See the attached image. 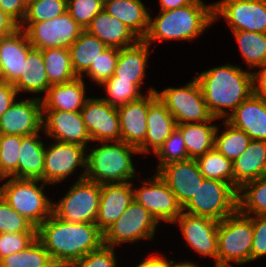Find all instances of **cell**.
Returning <instances> with one entry per match:
<instances>
[{
  "mask_svg": "<svg viewBox=\"0 0 266 267\" xmlns=\"http://www.w3.org/2000/svg\"><path fill=\"white\" fill-rule=\"evenodd\" d=\"M37 239L52 261L72 266L103 245V232L96 224L66 222L51 214L37 227Z\"/></svg>",
  "mask_w": 266,
  "mask_h": 267,
  "instance_id": "cell-1",
  "label": "cell"
},
{
  "mask_svg": "<svg viewBox=\"0 0 266 267\" xmlns=\"http://www.w3.org/2000/svg\"><path fill=\"white\" fill-rule=\"evenodd\" d=\"M195 78L209 112L218 120H226L253 93V73L239 65L227 63L212 67L195 75Z\"/></svg>",
  "mask_w": 266,
  "mask_h": 267,
  "instance_id": "cell-2",
  "label": "cell"
},
{
  "mask_svg": "<svg viewBox=\"0 0 266 267\" xmlns=\"http://www.w3.org/2000/svg\"><path fill=\"white\" fill-rule=\"evenodd\" d=\"M214 23L213 3L194 0L191 4L174 10L159 11L153 18L150 15L149 29L144 40L151 46L163 40L197 39Z\"/></svg>",
  "mask_w": 266,
  "mask_h": 267,
  "instance_id": "cell-3",
  "label": "cell"
},
{
  "mask_svg": "<svg viewBox=\"0 0 266 267\" xmlns=\"http://www.w3.org/2000/svg\"><path fill=\"white\" fill-rule=\"evenodd\" d=\"M100 143L99 147L87 148L85 178L99 184L125 183L136 179L132 154H139L138 148L121 140Z\"/></svg>",
  "mask_w": 266,
  "mask_h": 267,
  "instance_id": "cell-4",
  "label": "cell"
},
{
  "mask_svg": "<svg viewBox=\"0 0 266 267\" xmlns=\"http://www.w3.org/2000/svg\"><path fill=\"white\" fill-rule=\"evenodd\" d=\"M252 241L253 224L248 215L237 209L233 214L219 221L217 267H232L234 263L238 266L251 262Z\"/></svg>",
  "mask_w": 266,
  "mask_h": 267,
  "instance_id": "cell-5",
  "label": "cell"
},
{
  "mask_svg": "<svg viewBox=\"0 0 266 267\" xmlns=\"http://www.w3.org/2000/svg\"><path fill=\"white\" fill-rule=\"evenodd\" d=\"M1 185V196L36 228L52 214V200L45 194L42 180L6 177ZM40 185V186H38Z\"/></svg>",
  "mask_w": 266,
  "mask_h": 267,
  "instance_id": "cell-6",
  "label": "cell"
},
{
  "mask_svg": "<svg viewBox=\"0 0 266 267\" xmlns=\"http://www.w3.org/2000/svg\"><path fill=\"white\" fill-rule=\"evenodd\" d=\"M69 187L59 201L52 203V214L66 222L95 224L101 184L83 178Z\"/></svg>",
  "mask_w": 266,
  "mask_h": 267,
  "instance_id": "cell-7",
  "label": "cell"
},
{
  "mask_svg": "<svg viewBox=\"0 0 266 267\" xmlns=\"http://www.w3.org/2000/svg\"><path fill=\"white\" fill-rule=\"evenodd\" d=\"M237 194L231 184L205 178L183 211L221 221L238 209Z\"/></svg>",
  "mask_w": 266,
  "mask_h": 267,
  "instance_id": "cell-8",
  "label": "cell"
},
{
  "mask_svg": "<svg viewBox=\"0 0 266 267\" xmlns=\"http://www.w3.org/2000/svg\"><path fill=\"white\" fill-rule=\"evenodd\" d=\"M157 97L165 104L174 117L177 125L184 123H202L210 121L213 116L209 112L201 87L196 78L181 86L166 87L156 90Z\"/></svg>",
  "mask_w": 266,
  "mask_h": 267,
  "instance_id": "cell-9",
  "label": "cell"
},
{
  "mask_svg": "<svg viewBox=\"0 0 266 267\" xmlns=\"http://www.w3.org/2000/svg\"><path fill=\"white\" fill-rule=\"evenodd\" d=\"M157 220L136 200H133L116 222L103 232V245L116 247L138 240H153Z\"/></svg>",
  "mask_w": 266,
  "mask_h": 267,
  "instance_id": "cell-10",
  "label": "cell"
},
{
  "mask_svg": "<svg viewBox=\"0 0 266 267\" xmlns=\"http://www.w3.org/2000/svg\"><path fill=\"white\" fill-rule=\"evenodd\" d=\"M87 148L74 143L53 141L45 146L43 182L57 184L75 174L78 167L83 171L77 180L85 178Z\"/></svg>",
  "mask_w": 266,
  "mask_h": 267,
  "instance_id": "cell-11",
  "label": "cell"
},
{
  "mask_svg": "<svg viewBox=\"0 0 266 267\" xmlns=\"http://www.w3.org/2000/svg\"><path fill=\"white\" fill-rule=\"evenodd\" d=\"M33 48H69L84 30L68 12L53 19L35 23H21Z\"/></svg>",
  "mask_w": 266,
  "mask_h": 267,
  "instance_id": "cell-12",
  "label": "cell"
},
{
  "mask_svg": "<svg viewBox=\"0 0 266 267\" xmlns=\"http://www.w3.org/2000/svg\"><path fill=\"white\" fill-rule=\"evenodd\" d=\"M214 23L223 17L231 31L266 33V0H221L213 3Z\"/></svg>",
  "mask_w": 266,
  "mask_h": 267,
  "instance_id": "cell-13",
  "label": "cell"
},
{
  "mask_svg": "<svg viewBox=\"0 0 266 267\" xmlns=\"http://www.w3.org/2000/svg\"><path fill=\"white\" fill-rule=\"evenodd\" d=\"M143 185L134 187V200L143 205L158 223H172L181 215L183 208L166 182L157 172L148 178H143ZM161 221V222H160Z\"/></svg>",
  "mask_w": 266,
  "mask_h": 267,
  "instance_id": "cell-14",
  "label": "cell"
},
{
  "mask_svg": "<svg viewBox=\"0 0 266 267\" xmlns=\"http://www.w3.org/2000/svg\"><path fill=\"white\" fill-rule=\"evenodd\" d=\"M80 113L91 142L99 143L121 140L118 110L106 103L101 97H89Z\"/></svg>",
  "mask_w": 266,
  "mask_h": 267,
  "instance_id": "cell-15",
  "label": "cell"
},
{
  "mask_svg": "<svg viewBox=\"0 0 266 267\" xmlns=\"http://www.w3.org/2000/svg\"><path fill=\"white\" fill-rule=\"evenodd\" d=\"M173 223H177L181 228L182 236L187 245L199 255L213 258L215 267H217V228L219 221L182 211Z\"/></svg>",
  "mask_w": 266,
  "mask_h": 267,
  "instance_id": "cell-16",
  "label": "cell"
},
{
  "mask_svg": "<svg viewBox=\"0 0 266 267\" xmlns=\"http://www.w3.org/2000/svg\"><path fill=\"white\" fill-rule=\"evenodd\" d=\"M157 173L174 193L182 208L193 198L205 179L197 160L191 158L163 165Z\"/></svg>",
  "mask_w": 266,
  "mask_h": 267,
  "instance_id": "cell-17",
  "label": "cell"
},
{
  "mask_svg": "<svg viewBox=\"0 0 266 267\" xmlns=\"http://www.w3.org/2000/svg\"><path fill=\"white\" fill-rule=\"evenodd\" d=\"M42 101L37 96L15 101L0 117L2 135L27 136L42 131Z\"/></svg>",
  "mask_w": 266,
  "mask_h": 267,
  "instance_id": "cell-18",
  "label": "cell"
},
{
  "mask_svg": "<svg viewBox=\"0 0 266 267\" xmlns=\"http://www.w3.org/2000/svg\"><path fill=\"white\" fill-rule=\"evenodd\" d=\"M42 130L54 141L74 143L86 148L91 142L80 112L43 110Z\"/></svg>",
  "mask_w": 266,
  "mask_h": 267,
  "instance_id": "cell-19",
  "label": "cell"
},
{
  "mask_svg": "<svg viewBox=\"0 0 266 267\" xmlns=\"http://www.w3.org/2000/svg\"><path fill=\"white\" fill-rule=\"evenodd\" d=\"M157 97L155 88L147 94L117 108L120 118L121 141L138 148L147 134V112L149 104Z\"/></svg>",
  "mask_w": 266,
  "mask_h": 267,
  "instance_id": "cell-20",
  "label": "cell"
},
{
  "mask_svg": "<svg viewBox=\"0 0 266 267\" xmlns=\"http://www.w3.org/2000/svg\"><path fill=\"white\" fill-rule=\"evenodd\" d=\"M134 200L133 182L101 184L95 224L104 232Z\"/></svg>",
  "mask_w": 266,
  "mask_h": 267,
  "instance_id": "cell-21",
  "label": "cell"
},
{
  "mask_svg": "<svg viewBox=\"0 0 266 267\" xmlns=\"http://www.w3.org/2000/svg\"><path fill=\"white\" fill-rule=\"evenodd\" d=\"M32 48L26 32L20 28L0 38V81L13 84L21 76Z\"/></svg>",
  "mask_w": 266,
  "mask_h": 267,
  "instance_id": "cell-22",
  "label": "cell"
},
{
  "mask_svg": "<svg viewBox=\"0 0 266 267\" xmlns=\"http://www.w3.org/2000/svg\"><path fill=\"white\" fill-rule=\"evenodd\" d=\"M250 139L266 141V100L252 93L226 119Z\"/></svg>",
  "mask_w": 266,
  "mask_h": 267,
  "instance_id": "cell-23",
  "label": "cell"
},
{
  "mask_svg": "<svg viewBox=\"0 0 266 267\" xmlns=\"http://www.w3.org/2000/svg\"><path fill=\"white\" fill-rule=\"evenodd\" d=\"M147 128L145 141L138 147L139 154L156 153L177 128L174 117L158 97L149 104Z\"/></svg>",
  "mask_w": 266,
  "mask_h": 267,
  "instance_id": "cell-24",
  "label": "cell"
},
{
  "mask_svg": "<svg viewBox=\"0 0 266 267\" xmlns=\"http://www.w3.org/2000/svg\"><path fill=\"white\" fill-rule=\"evenodd\" d=\"M43 110H60L80 112L88 97L86 84L81 77L68 83L54 84L48 89L45 96L39 95Z\"/></svg>",
  "mask_w": 266,
  "mask_h": 267,
  "instance_id": "cell-25",
  "label": "cell"
},
{
  "mask_svg": "<svg viewBox=\"0 0 266 267\" xmlns=\"http://www.w3.org/2000/svg\"><path fill=\"white\" fill-rule=\"evenodd\" d=\"M85 30L99 38L108 48L122 49L139 40L123 22L104 9L92 19Z\"/></svg>",
  "mask_w": 266,
  "mask_h": 267,
  "instance_id": "cell-26",
  "label": "cell"
},
{
  "mask_svg": "<svg viewBox=\"0 0 266 267\" xmlns=\"http://www.w3.org/2000/svg\"><path fill=\"white\" fill-rule=\"evenodd\" d=\"M150 48L144 39H139L134 45L119 49L114 76L118 80L134 83L142 89Z\"/></svg>",
  "mask_w": 266,
  "mask_h": 267,
  "instance_id": "cell-27",
  "label": "cell"
},
{
  "mask_svg": "<svg viewBox=\"0 0 266 267\" xmlns=\"http://www.w3.org/2000/svg\"><path fill=\"white\" fill-rule=\"evenodd\" d=\"M234 188L266 175V141L251 139L247 149L233 161Z\"/></svg>",
  "mask_w": 266,
  "mask_h": 267,
  "instance_id": "cell-28",
  "label": "cell"
},
{
  "mask_svg": "<svg viewBox=\"0 0 266 267\" xmlns=\"http://www.w3.org/2000/svg\"><path fill=\"white\" fill-rule=\"evenodd\" d=\"M103 9L123 22L139 39L146 37L150 13L142 0H111Z\"/></svg>",
  "mask_w": 266,
  "mask_h": 267,
  "instance_id": "cell-29",
  "label": "cell"
},
{
  "mask_svg": "<svg viewBox=\"0 0 266 267\" xmlns=\"http://www.w3.org/2000/svg\"><path fill=\"white\" fill-rule=\"evenodd\" d=\"M41 132L22 136L18 158V178L43 181L45 145Z\"/></svg>",
  "mask_w": 266,
  "mask_h": 267,
  "instance_id": "cell-30",
  "label": "cell"
},
{
  "mask_svg": "<svg viewBox=\"0 0 266 267\" xmlns=\"http://www.w3.org/2000/svg\"><path fill=\"white\" fill-rule=\"evenodd\" d=\"M18 94L27 93H44L46 95L51 84L47 78L46 67L43 61L41 49L32 48L27 54V60L24 62L23 73L13 83Z\"/></svg>",
  "mask_w": 266,
  "mask_h": 267,
  "instance_id": "cell-31",
  "label": "cell"
},
{
  "mask_svg": "<svg viewBox=\"0 0 266 267\" xmlns=\"http://www.w3.org/2000/svg\"><path fill=\"white\" fill-rule=\"evenodd\" d=\"M218 118H212L208 122L184 123L177 125L185 141L188 159H197L208 151L214 149L215 133L218 125L213 123Z\"/></svg>",
  "mask_w": 266,
  "mask_h": 267,
  "instance_id": "cell-32",
  "label": "cell"
},
{
  "mask_svg": "<svg viewBox=\"0 0 266 267\" xmlns=\"http://www.w3.org/2000/svg\"><path fill=\"white\" fill-rule=\"evenodd\" d=\"M107 48L99 38L83 30L69 47L75 74L81 77Z\"/></svg>",
  "mask_w": 266,
  "mask_h": 267,
  "instance_id": "cell-33",
  "label": "cell"
},
{
  "mask_svg": "<svg viewBox=\"0 0 266 267\" xmlns=\"http://www.w3.org/2000/svg\"><path fill=\"white\" fill-rule=\"evenodd\" d=\"M42 55L51 85L68 83L78 77L72 67L69 48H46L42 50Z\"/></svg>",
  "mask_w": 266,
  "mask_h": 267,
  "instance_id": "cell-34",
  "label": "cell"
},
{
  "mask_svg": "<svg viewBox=\"0 0 266 267\" xmlns=\"http://www.w3.org/2000/svg\"><path fill=\"white\" fill-rule=\"evenodd\" d=\"M240 54L251 69L266 65V33L232 31Z\"/></svg>",
  "mask_w": 266,
  "mask_h": 267,
  "instance_id": "cell-35",
  "label": "cell"
},
{
  "mask_svg": "<svg viewBox=\"0 0 266 267\" xmlns=\"http://www.w3.org/2000/svg\"><path fill=\"white\" fill-rule=\"evenodd\" d=\"M238 210L245 215H266V175L238 190Z\"/></svg>",
  "mask_w": 266,
  "mask_h": 267,
  "instance_id": "cell-36",
  "label": "cell"
},
{
  "mask_svg": "<svg viewBox=\"0 0 266 267\" xmlns=\"http://www.w3.org/2000/svg\"><path fill=\"white\" fill-rule=\"evenodd\" d=\"M222 124L226 128L220 131L217 127L214 148L233 162L247 149L251 139L244 131L233 127L226 120H223Z\"/></svg>",
  "mask_w": 266,
  "mask_h": 267,
  "instance_id": "cell-37",
  "label": "cell"
},
{
  "mask_svg": "<svg viewBox=\"0 0 266 267\" xmlns=\"http://www.w3.org/2000/svg\"><path fill=\"white\" fill-rule=\"evenodd\" d=\"M196 160L204 178L224 181L234 187L233 162L215 148Z\"/></svg>",
  "mask_w": 266,
  "mask_h": 267,
  "instance_id": "cell-38",
  "label": "cell"
},
{
  "mask_svg": "<svg viewBox=\"0 0 266 267\" xmlns=\"http://www.w3.org/2000/svg\"><path fill=\"white\" fill-rule=\"evenodd\" d=\"M52 259L42 243L36 239L26 249L0 260V267H46Z\"/></svg>",
  "mask_w": 266,
  "mask_h": 267,
  "instance_id": "cell-39",
  "label": "cell"
},
{
  "mask_svg": "<svg viewBox=\"0 0 266 267\" xmlns=\"http://www.w3.org/2000/svg\"><path fill=\"white\" fill-rule=\"evenodd\" d=\"M100 86L104 87L107 95V97L101 98L114 108L124 106L143 96L141 89L136 84L125 80H118L114 75Z\"/></svg>",
  "mask_w": 266,
  "mask_h": 267,
  "instance_id": "cell-40",
  "label": "cell"
},
{
  "mask_svg": "<svg viewBox=\"0 0 266 267\" xmlns=\"http://www.w3.org/2000/svg\"><path fill=\"white\" fill-rule=\"evenodd\" d=\"M22 136L2 135L0 141V180L3 178H18V156Z\"/></svg>",
  "mask_w": 266,
  "mask_h": 267,
  "instance_id": "cell-41",
  "label": "cell"
},
{
  "mask_svg": "<svg viewBox=\"0 0 266 267\" xmlns=\"http://www.w3.org/2000/svg\"><path fill=\"white\" fill-rule=\"evenodd\" d=\"M67 12V0H34L27 5L22 23L43 22Z\"/></svg>",
  "mask_w": 266,
  "mask_h": 267,
  "instance_id": "cell-42",
  "label": "cell"
},
{
  "mask_svg": "<svg viewBox=\"0 0 266 267\" xmlns=\"http://www.w3.org/2000/svg\"><path fill=\"white\" fill-rule=\"evenodd\" d=\"M118 58L119 49H105L96 59V61L92 63L90 68L81 76V78H83L85 75L87 77L89 76V79L92 82L96 83V85H101L114 75Z\"/></svg>",
  "mask_w": 266,
  "mask_h": 267,
  "instance_id": "cell-43",
  "label": "cell"
},
{
  "mask_svg": "<svg viewBox=\"0 0 266 267\" xmlns=\"http://www.w3.org/2000/svg\"><path fill=\"white\" fill-rule=\"evenodd\" d=\"M37 232V228L0 196V233Z\"/></svg>",
  "mask_w": 266,
  "mask_h": 267,
  "instance_id": "cell-44",
  "label": "cell"
},
{
  "mask_svg": "<svg viewBox=\"0 0 266 267\" xmlns=\"http://www.w3.org/2000/svg\"><path fill=\"white\" fill-rule=\"evenodd\" d=\"M155 156L159 158L155 172L168 163L188 159L185 141L177 128L155 153Z\"/></svg>",
  "mask_w": 266,
  "mask_h": 267,
  "instance_id": "cell-45",
  "label": "cell"
},
{
  "mask_svg": "<svg viewBox=\"0 0 266 267\" xmlns=\"http://www.w3.org/2000/svg\"><path fill=\"white\" fill-rule=\"evenodd\" d=\"M103 6L99 0H67V12L84 30Z\"/></svg>",
  "mask_w": 266,
  "mask_h": 267,
  "instance_id": "cell-46",
  "label": "cell"
},
{
  "mask_svg": "<svg viewBox=\"0 0 266 267\" xmlns=\"http://www.w3.org/2000/svg\"><path fill=\"white\" fill-rule=\"evenodd\" d=\"M37 239V232L0 233V260L21 252Z\"/></svg>",
  "mask_w": 266,
  "mask_h": 267,
  "instance_id": "cell-47",
  "label": "cell"
},
{
  "mask_svg": "<svg viewBox=\"0 0 266 267\" xmlns=\"http://www.w3.org/2000/svg\"><path fill=\"white\" fill-rule=\"evenodd\" d=\"M115 251L114 247L102 245L75 262L72 267H117Z\"/></svg>",
  "mask_w": 266,
  "mask_h": 267,
  "instance_id": "cell-48",
  "label": "cell"
},
{
  "mask_svg": "<svg viewBox=\"0 0 266 267\" xmlns=\"http://www.w3.org/2000/svg\"><path fill=\"white\" fill-rule=\"evenodd\" d=\"M253 224L251 262L266 256V215H248Z\"/></svg>",
  "mask_w": 266,
  "mask_h": 267,
  "instance_id": "cell-49",
  "label": "cell"
},
{
  "mask_svg": "<svg viewBox=\"0 0 266 267\" xmlns=\"http://www.w3.org/2000/svg\"><path fill=\"white\" fill-rule=\"evenodd\" d=\"M0 9L20 26L26 15L27 4L24 0H0Z\"/></svg>",
  "mask_w": 266,
  "mask_h": 267,
  "instance_id": "cell-50",
  "label": "cell"
},
{
  "mask_svg": "<svg viewBox=\"0 0 266 267\" xmlns=\"http://www.w3.org/2000/svg\"><path fill=\"white\" fill-rule=\"evenodd\" d=\"M18 93L11 83L0 81V117L16 101Z\"/></svg>",
  "mask_w": 266,
  "mask_h": 267,
  "instance_id": "cell-51",
  "label": "cell"
},
{
  "mask_svg": "<svg viewBox=\"0 0 266 267\" xmlns=\"http://www.w3.org/2000/svg\"><path fill=\"white\" fill-rule=\"evenodd\" d=\"M253 73V93L266 100V65Z\"/></svg>",
  "mask_w": 266,
  "mask_h": 267,
  "instance_id": "cell-52",
  "label": "cell"
},
{
  "mask_svg": "<svg viewBox=\"0 0 266 267\" xmlns=\"http://www.w3.org/2000/svg\"><path fill=\"white\" fill-rule=\"evenodd\" d=\"M19 25L0 9V38L13 34Z\"/></svg>",
  "mask_w": 266,
  "mask_h": 267,
  "instance_id": "cell-53",
  "label": "cell"
},
{
  "mask_svg": "<svg viewBox=\"0 0 266 267\" xmlns=\"http://www.w3.org/2000/svg\"><path fill=\"white\" fill-rule=\"evenodd\" d=\"M168 265L169 259L167 260V257L161 255H150V257L144 258V260L135 267H168Z\"/></svg>",
  "mask_w": 266,
  "mask_h": 267,
  "instance_id": "cell-54",
  "label": "cell"
},
{
  "mask_svg": "<svg viewBox=\"0 0 266 267\" xmlns=\"http://www.w3.org/2000/svg\"><path fill=\"white\" fill-rule=\"evenodd\" d=\"M160 1V10H174L176 8H181L191 4L194 0H159Z\"/></svg>",
  "mask_w": 266,
  "mask_h": 267,
  "instance_id": "cell-55",
  "label": "cell"
},
{
  "mask_svg": "<svg viewBox=\"0 0 266 267\" xmlns=\"http://www.w3.org/2000/svg\"><path fill=\"white\" fill-rule=\"evenodd\" d=\"M168 267H199L198 265H196V263L185 260L183 262H177L174 260H169V265Z\"/></svg>",
  "mask_w": 266,
  "mask_h": 267,
  "instance_id": "cell-56",
  "label": "cell"
},
{
  "mask_svg": "<svg viewBox=\"0 0 266 267\" xmlns=\"http://www.w3.org/2000/svg\"><path fill=\"white\" fill-rule=\"evenodd\" d=\"M46 267H72V266L64 262L52 261Z\"/></svg>",
  "mask_w": 266,
  "mask_h": 267,
  "instance_id": "cell-57",
  "label": "cell"
},
{
  "mask_svg": "<svg viewBox=\"0 0 266 267\" xmlns=\"http://www.w3.org/2000/svg\"><path fill=\"white\" fill-rule=\"evenodd\" d=\"M103 5H105L108 1H111V0H99Z\"/></svg>",
  "mask_w": 266,
  "mask_h": 267,
  "instance_id": "cell-58",
  "label": "cell"
},
{
  "mask_svg": "<svg viewBox=\"0 0 266 267\" xmlns=\"http://www.w3.org/2000/svg\"><path fill=\"white\" fill-rule=\"evenodd\" d=\"M26 2V4L28 5L30 2L34 1V0H24Z\"/></svg>",
  "mask_w": 266,
  "mask_h": 267,
  "instance_id": "cell-59",
  "label": "cell"
}]
</instances>
